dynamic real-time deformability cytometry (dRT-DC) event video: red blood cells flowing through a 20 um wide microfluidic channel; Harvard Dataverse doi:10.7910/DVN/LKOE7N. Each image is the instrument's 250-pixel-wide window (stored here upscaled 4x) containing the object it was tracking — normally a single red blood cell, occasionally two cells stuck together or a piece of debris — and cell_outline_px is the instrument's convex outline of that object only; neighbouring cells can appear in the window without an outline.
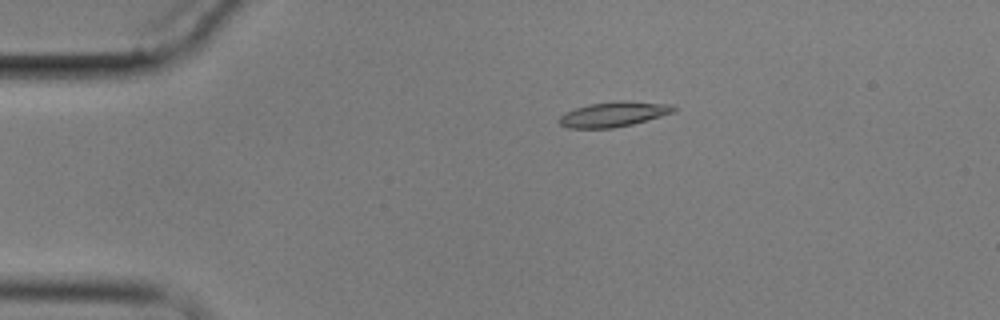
{"species": "common noctule bat (a hibernating species)", "species_latin": "Nyctalus noctula", "temperature_condition": "cold", "stored_images_in_passage": 11, "camera_frame_rate_fps": 3000, "um_per_image_px": 0.085, "animal": {"sex": "male", "body_mass_g": 17.9}, "frame": {"image": 1, "passage_image": 3, "time_ms": 3.333, "image_size_px": [1000, 320], "cell_outline_px": [[676, 112], [632, 124], [612, 128], [568, 128], [560, 124], [556, 120], [564, 112], [588, 104], [620, 100], [624, 100], [672, 104], [676, 108]], "centroid_in_image_um": [52.16, 9.7], "position_along_channel_um": 32.8, "area_um2": 16.88}}
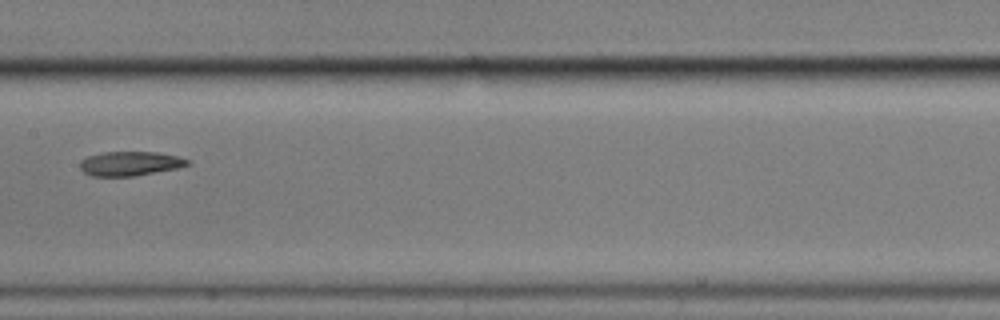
{"frame": {"image": 2, "passage_image": 8, "time_ms": 9.333, "image_size_px": [1000, 320], "cell_outline_px": [[192, 164], [180, 168], [132, 176], [92, 176], [84, 172], [80, 168], [80, 160], [88, 156], [104, 152], [156, 152], [180, 156], [192, 160]], "centroid_in_image_um": [11.13, 13.9], "position_along_channel_um": 196.3, "area_um2": 15.43}}
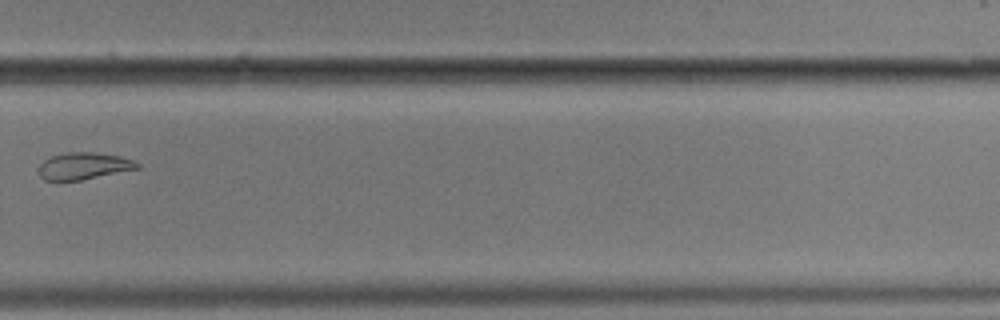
{"frame": {"image": 3, "passage_image": 11, "time_ms": 13.0, "image_size_px": [1000, 320], "cell_outline_px": [[140, 168], [80, 180], [44, 180], [40, 176], [40, 164], [44, 160], [52, 156], [68, 152], [96, 152], [120, 156], [132, 160], [140, 164]], "centroid_in_image_um": [7.13, 14.1], "position_along_channel_um": 322.7, "area_um2": 15.26}}